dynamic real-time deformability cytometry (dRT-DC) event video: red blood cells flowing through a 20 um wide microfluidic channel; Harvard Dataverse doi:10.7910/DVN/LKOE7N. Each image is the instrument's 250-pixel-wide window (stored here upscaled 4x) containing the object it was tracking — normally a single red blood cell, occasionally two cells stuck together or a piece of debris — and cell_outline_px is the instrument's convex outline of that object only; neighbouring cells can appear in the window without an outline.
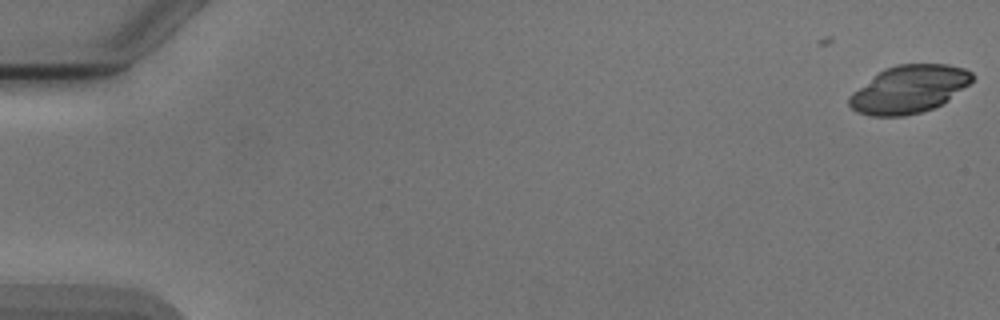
{"species": "Egyptian fruit bat (a non-hibernating species)", "species_latin": "Rousettus aegyptiacus", "temperature_condition": "cold", "stored_images_in_passage": 6, "camera_frame_rate_fps": 3000, "um_per_image_px": 0.085, "animal": {"sex": "male"}, "frame": {"image": 1, "passage_image": 6, "time_ms": 1.667, "image_size_px": [1000, 320], "cell_outline_px": [[976, 76], [968, 84], [948, 100], [932, 108], [920, 112], [904, 116], [868, 116], [856, 112], [848, 104], [848, 96], [852, 92], [884, 68], [896, 64], [948, 64], [964, 68], [972, 72]], "centroid_in_image_um": [77.24, 7.58], "position_along_channel_um": 7.8, "area_um2": 34.16}}